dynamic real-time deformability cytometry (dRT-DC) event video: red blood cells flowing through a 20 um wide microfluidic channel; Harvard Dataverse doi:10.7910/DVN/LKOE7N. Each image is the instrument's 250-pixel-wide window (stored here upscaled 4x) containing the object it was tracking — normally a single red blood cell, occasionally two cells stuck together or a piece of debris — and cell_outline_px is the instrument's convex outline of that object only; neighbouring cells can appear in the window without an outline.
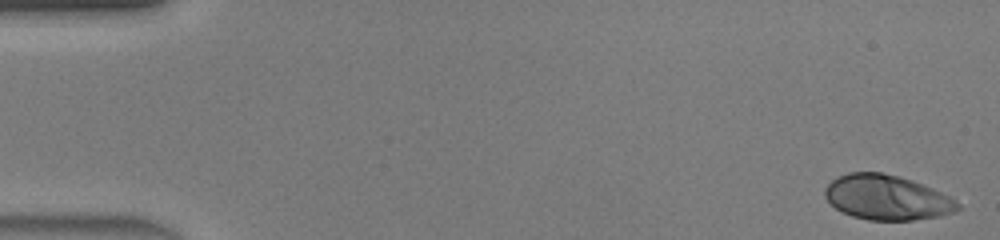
{"species": "human", "species_latin": "Homo sapiens", "temperature_condition": "warm", "stored_images_in_passage": 46, "camera_frame_rate_fps": 3000, "um_per_image_px": 0.085, "donor": {"sex": "male"}, "frame": {"image": 1, "passage_image": 1, "time_ms": 0.0, "image_size_px": [1000, 240], "cell_outline_px": [[960, 208], [952, 212], [940, 216], [912, 220], [868, 220], [852, 216], [836, 208], [824, 196], [824, 188], [836, 176], [848, 172], [880, 172], [900, 176], [924, 184], [956, 200], [960, 204]], "centroid_in_image_um": [75.36, 16.77], "position_along_channel_um": 9.6, "area_um2": 34.74}}
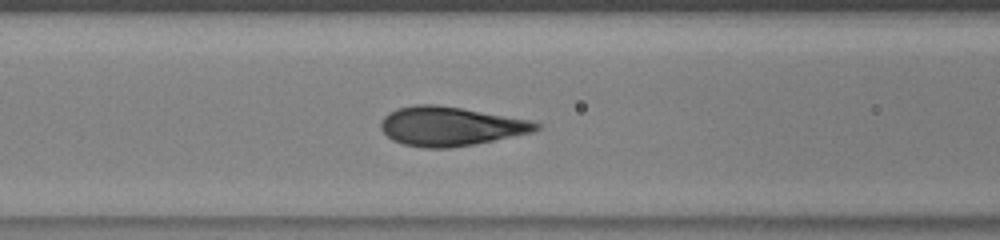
{"frame": {"image": 2, "passage_image": 19, "time_ms": 6.0, "image_size_px": [1000, 240], "cell_outline_px": [[540, 128], [532, 132], [452, 148], [424, 148], [404, 144], [392, 140], [380, 128], [380, 120], [388, 112], [396, 108], [416, 104], [436, 104], [460, 108], [528, 120], [540, 124]], "centroid_in_image_um": [38.2, 10.73], "position_along_channel_um": 128.4, "area_um2": 35.03}}
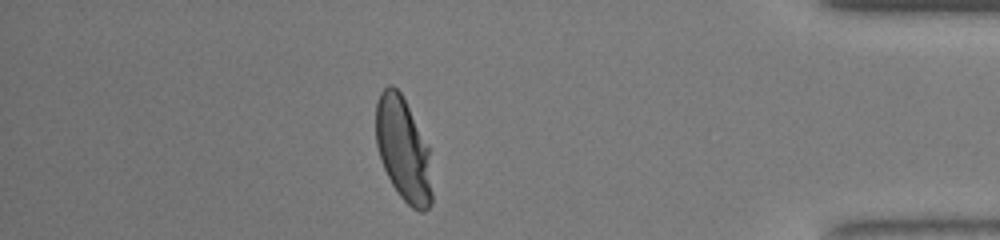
{"frame": {"image": 3, "passage_image": 40, "time_ms": 13.0, "image_size_px": [1000, 240], "cell_outline_px": [[432, 204], [424, 212], [420, 212], [412, 208], [400, 196], [392, 184], [384, 168], [376, 144], [376, 104], [380, 92], [388, 84], [392, 84], [400, 92], [428, 148], [432, 192]], "centroid_in_image_um": [34.26, 12.73], "position_along_channel_um": 400.9, "area_um2": 33.35}, "authors_computed_cell_mechanics": {"area_um2": 34.68, "velocity_mm_per_s": 4.4504, "shape_relaxation_time_tau1_ms": 3.2418, "shape_relaxation_time_tau2_ms": null, "deformation_change_tau1": 0.21, "deformation_change_tau2": null}}